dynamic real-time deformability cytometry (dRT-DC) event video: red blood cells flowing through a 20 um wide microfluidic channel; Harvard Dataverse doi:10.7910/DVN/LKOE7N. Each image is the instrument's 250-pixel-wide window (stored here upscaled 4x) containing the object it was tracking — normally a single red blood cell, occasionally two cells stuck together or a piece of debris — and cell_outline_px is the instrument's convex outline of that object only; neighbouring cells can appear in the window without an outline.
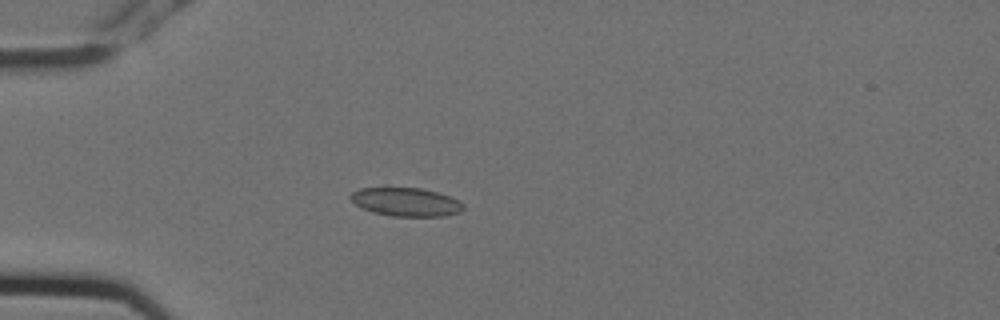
{"species": "Egyptian fruit bat (a non-hibernating species)", "species_latin": "Rousettus aegyptiacus", "temperature_condition": "cold", "stored_images_in_passage": 3, "camera_frame_rate_fps": 3000, "um_per_image_px": 0.085, "animal": {"sex": "female"}, "frame": {"image": 1, "passage_image": 3, "time_ms": 0.667, "image_size_px": [1000, 320], "cell_outline_px": [[464, 208], [460, 212], [444, 216], [392, 216], [372, 212], [356, 204], [348, 196], [352, 192], [360, 188], [420, 188], [436, 192], [460, 200], [464, 204]], "centroid_in_image_um": [34.53, 17.17], "position_along_channel_um": 50.5, "area_um2": 18.61}}